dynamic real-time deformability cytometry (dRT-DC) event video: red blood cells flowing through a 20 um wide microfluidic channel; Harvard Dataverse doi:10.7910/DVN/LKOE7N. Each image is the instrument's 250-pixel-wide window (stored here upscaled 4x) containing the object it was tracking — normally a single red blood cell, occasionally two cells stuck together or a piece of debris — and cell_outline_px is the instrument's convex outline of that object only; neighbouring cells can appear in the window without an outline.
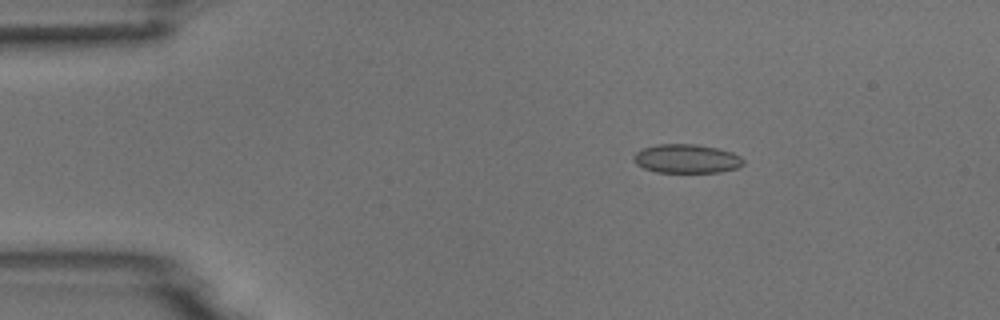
{"species": "common noctule bat (a hibernating species)", "species_latin": "Nyctalus noctula", "temperature_condition": "room temperature", "stored_images_in_passage": 5, "camera_frame_rate_fps": 3000, "um_per_image_px": 0.085, "animal": {"sex": "male", "body_mass_g": 18.8}, "frame": {"image": 1, "passage_image": 3, "time_ms": 2.333, "image_size_px": [1000, 320], "cell_outline_px": [[744, 164], [736, 168], [720, 172], [656, 172], [644, 168], [636, 164], [632, 160], [632, 156], [640, 148], [656, 144], [696, 144], [716, 148], [732, 152], [740, 156], [744, 160]], "centroid_in_image_um": [58.32, 13.48], "position_along_channel_um": 26.7, "area_um2": 18.61}}
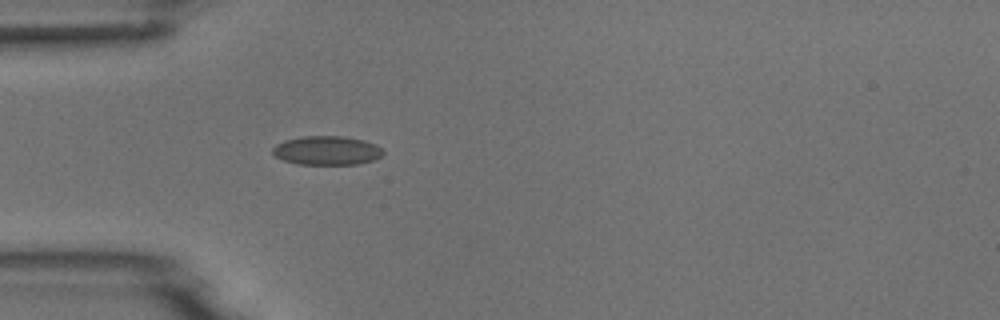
{"frame": {"image": 2, "passage_image": 5, "time_ms": 4.667, "image_size_px": [1000, 320], "cell_outline_px": [[384, 152], [380, 156], [372, 160], [360, 164], [300, 164], [284, 160], [276, 156], [272, 152], [272, 148], [276, 144], [284, 140], [300, 136], [344, 136], [364, 140], [376, 144]], "centroid_in_image_um": [27.77, 12.78], "position_along_channel_um": 57.2, "area_um2": 18.61}}